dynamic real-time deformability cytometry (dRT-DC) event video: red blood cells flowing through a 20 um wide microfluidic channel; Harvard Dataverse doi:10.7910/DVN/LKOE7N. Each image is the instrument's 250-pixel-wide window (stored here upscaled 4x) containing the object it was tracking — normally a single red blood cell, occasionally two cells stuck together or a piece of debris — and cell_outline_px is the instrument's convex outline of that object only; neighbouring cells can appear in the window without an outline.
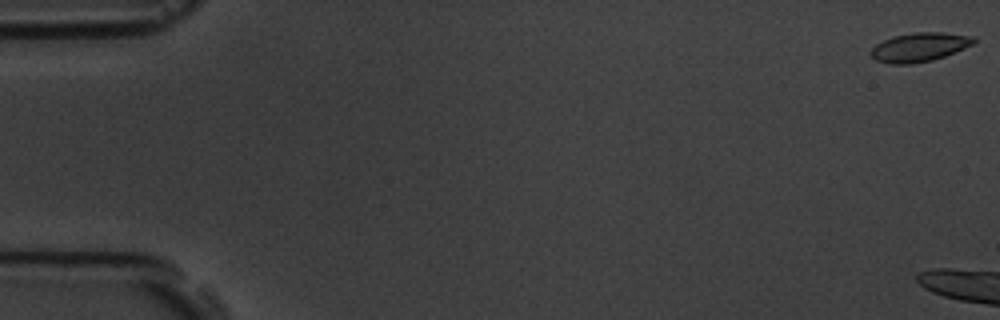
{"species": "common noctule bat (a hibernating species)", "species_latin": "Nyctalus noctula", "temperature_condition": "room temperature", "stored_images_in_passage": 12, "camera_frame_rate_fps": 3000, "um_per_image_px": 0.085, "animal": {"sex": "male", "body_mass_g": 19.5, "forearm_length_mm": 54.6}, "frame": {"image": 1, "passage_image": 1, "time_ms": 0.0, "image_size_px": [1000, 320], "cell_outline_px": [[976, 40], [972, 44], [964, 48], [944, 56], [932, 60], [912, 64], [892, 64], [876, 60], [872, 56], [872, 48], [876, 44], [884, 40], [896, 36], [912, 32], [944, 32], [976, 36]], "centroid_in_image_um": [78.19, 4.0], "position_along_channel_um": 6.8, "area_um2": 17.22}}
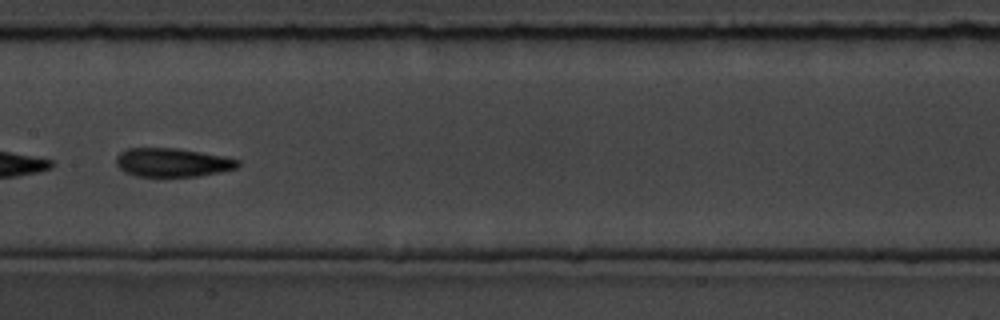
{"frame": {"image": 2, "passage_image": 9, "time_ms": 11.0, "image_size_px": [1000, 320], "cell_outline_px": [[240, 164], [236, 168], [220, 172], [196, 176], [136, 176], [124, 172], [116, 164], [116, 156], [120, 152], [128, 148], [176, 148], [224, 156], [240, 160]], "centroid_in_image_um": [14.64, 13.8], "position_along_channel_um": 192.8, "area_um2": 20.29}}
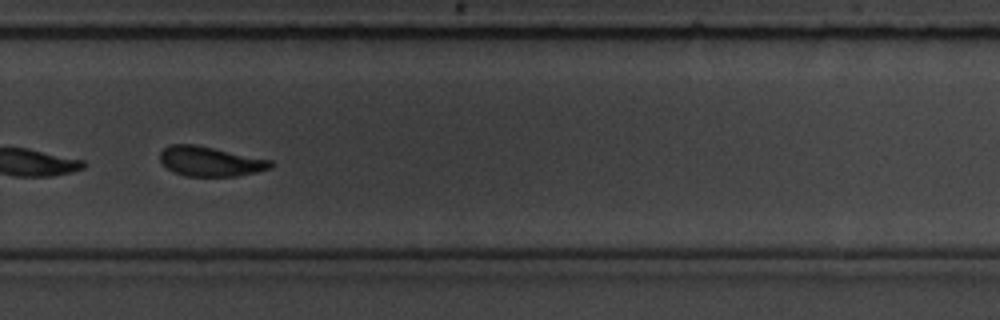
{"frame": {"image": 3, "passage_image": 12, "time_ms": 14.333, "image_size_px": [1000, 320], "cell_outline_px": [[272, 168], [256, 172], [236, 176], [184, 176], [168, 168], [160, 160], [160, 152], [164, 148], [172, 144], [196, 144], [272, 160]], "centroid_in_image_um": [17.88, 13.71], "position_along_channel_um": 311.9, "area_um2": 19.07}}